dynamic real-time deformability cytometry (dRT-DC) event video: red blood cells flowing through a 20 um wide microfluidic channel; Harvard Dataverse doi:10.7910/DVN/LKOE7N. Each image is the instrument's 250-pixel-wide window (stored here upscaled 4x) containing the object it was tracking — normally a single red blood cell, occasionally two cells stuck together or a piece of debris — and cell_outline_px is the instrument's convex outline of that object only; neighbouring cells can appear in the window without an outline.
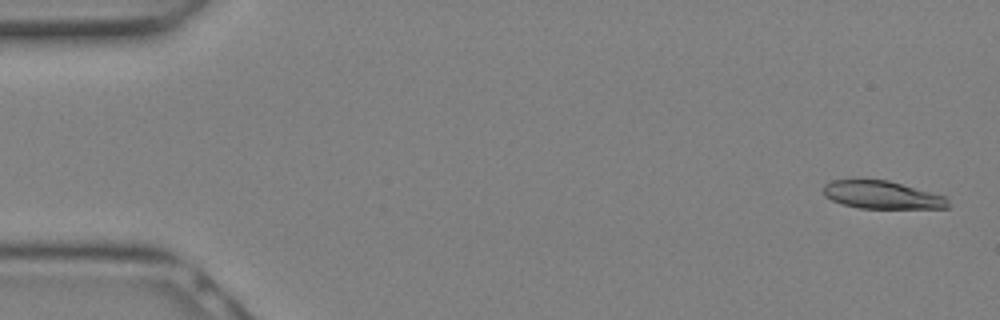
{"species": "Egyptian fruit bat (a non-hibernating species)", "species_latin": "Rousettus aegyptiacus", "temperature_condition": "warm", "stored_images_in_passage": 12, "camera_frame_rate_fps": 3000, "um_per_image_px": 0.085, "animal": {"sex": "female"}, "frame": {"image": 1, "passage_image": 1, "time_ms": 0.0, "image_size_px": [1000, 320], "cell_outline_px": [[948, 208], [860, 208], [844, 204], [832, 200], [824, 196], [824, 184], [832, 180], [888, 180], [948, 196]], "centroid_in_image_um": [75.01, 16.56], "position_along_channel_um": 10.0, "area_um2": 20.17}}
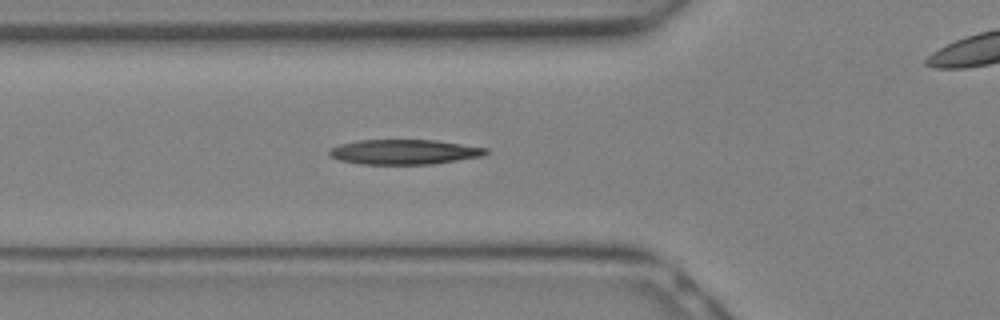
{"frame": {"image": 2, "passage_image": 10, "time_ms": 3.0, "image_size_px": [1000, 320], "cell_outline_px": [[488, 152], [484, 156], [432, 164], [360, 164], [340, 160], [328, 156], [328, 148], [340, 144], [360, 140], [436, 140], [488, 148]], "centroid_in_image_um": [34.34, 12.91], "position_along_channel_um": 91.5, "area_um2": 22.83}}
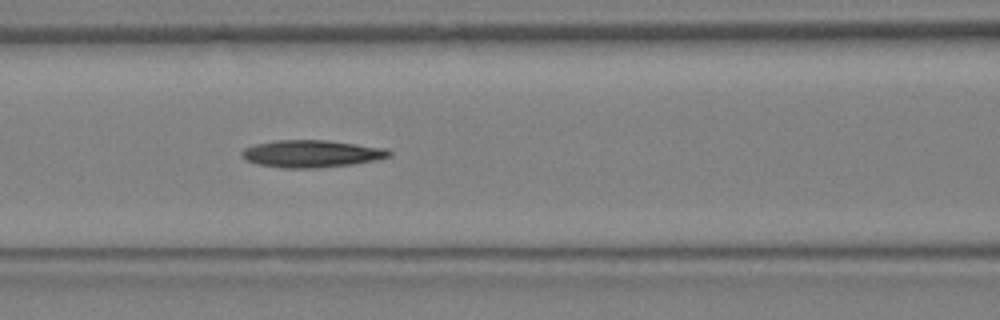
{"frame": {"image": 3, "passage_image": 12, "time_ms": 3.667, "image_size_px": [1000, 320], "cell_outline_px": [[392, 152], [388, 156], [376, 160], [352, 164], [316, 168], [284, 168], [256, 164], [244, 160], [240, 156], [240, 152], [244, 148], [256, 144], [276, 140], [328, 140], [384, 148]], "centroid_in_image_um": [26.41, 13.07], "position_along_channel_um": 140.2, "area_um2": 23.41}}